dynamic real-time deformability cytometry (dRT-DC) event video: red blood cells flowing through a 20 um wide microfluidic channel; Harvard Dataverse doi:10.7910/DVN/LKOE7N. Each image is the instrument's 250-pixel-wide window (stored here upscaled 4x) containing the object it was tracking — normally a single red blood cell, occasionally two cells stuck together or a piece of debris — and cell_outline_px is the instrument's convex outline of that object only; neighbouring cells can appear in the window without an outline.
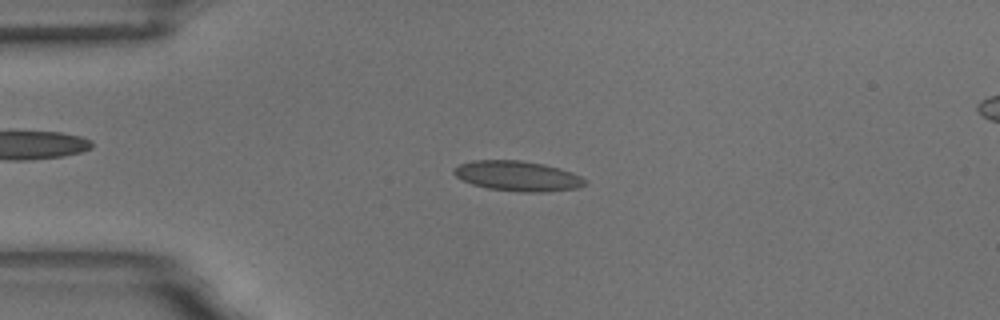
{"species": "common noctule bat (a hibernating species)", "species_latin": "Nyctalus noctula", "temperature_condition": "room temperature", "stored_images_in_passage": 55, "camera_frame_rate_fps": 3000, "um_per_image_px": 0.085, "animal": {"sex": "male", "body_mass_g": 18.8}, "frame": {"image": 1, "passage_image": 11, "time_ms": 3.333, "image_size_px": [1000, 320], "cell_outline_px": [[588, 184], [580, 188], [544, 192], [520, 192], [488, 188], [472, 184], [456, 176], [452, 172], [452, 168], [460, 164], [472, 160], [520, 160], [544, 164], [560, 168], [572, 172], [580, 176]], "centroid_in_image_um": [44.01, 14.96], "position_along_channel_um": 41.0, "area_um2": 23.12}}
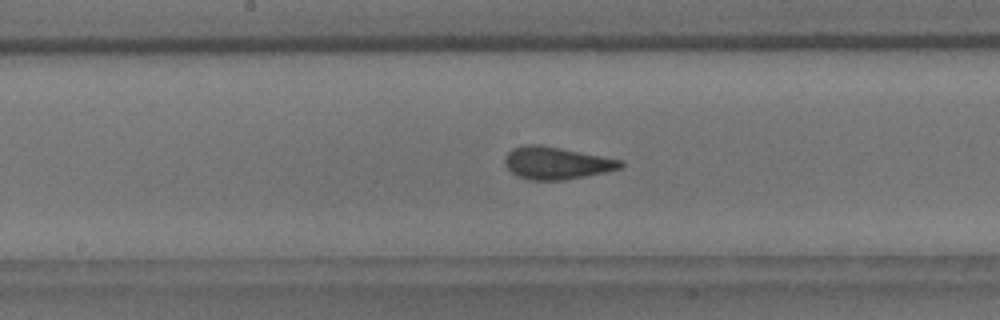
{"frame": {"image": 2, "passage_image": 27, "time_ms": 8.667, "image_size_px": [1000, 320], "cell_outline_px": [[624, 164], [620, 168], [604, 172], [564, 180], [532, 180], [516, 176], [504, 164], [504, 160], [508, 152], [512, 148], [524, 144], [540, 144], [624, 160]], "centroid_in_image_um": [47.28, 13.85], "position_along_channel_um": 200.9, "area_um2": 21.85}}
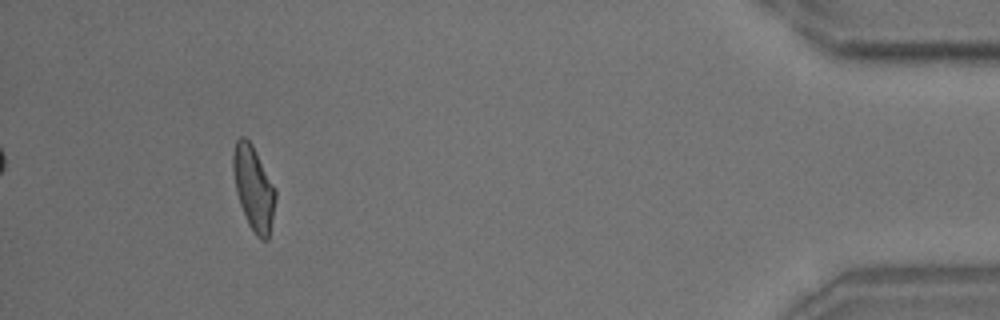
{"frame": {"image": 3, "passage_image": 51, "time_ms": 16.667, "image_size_px": [1000, 320], "cell_outline_px": [[276, 200], [268, 240], [260, 240], [256, 236], [248, 224], [240, 204], [236, 192], [232, 168], [232, 156], [236, 140], [240, 136], [244, 136], [252, 144], [276, 188]], "centroid_in_image_um": [21.55, 15.99], "position_along_channel_um": 413.6, "area_um2": 20.98}, "authors_computed_cell_mechanics": {"area_um2": 21.6172, "velocity_mm_per_s": 3.4573, "shape_relaxation_time_tau1_ms": 8.185, "shape_relaxation_time_tau2_ms": 0.9659, "deformation_change_tau1": 0.1754, "deformation_change_tau2": 0.0841}}